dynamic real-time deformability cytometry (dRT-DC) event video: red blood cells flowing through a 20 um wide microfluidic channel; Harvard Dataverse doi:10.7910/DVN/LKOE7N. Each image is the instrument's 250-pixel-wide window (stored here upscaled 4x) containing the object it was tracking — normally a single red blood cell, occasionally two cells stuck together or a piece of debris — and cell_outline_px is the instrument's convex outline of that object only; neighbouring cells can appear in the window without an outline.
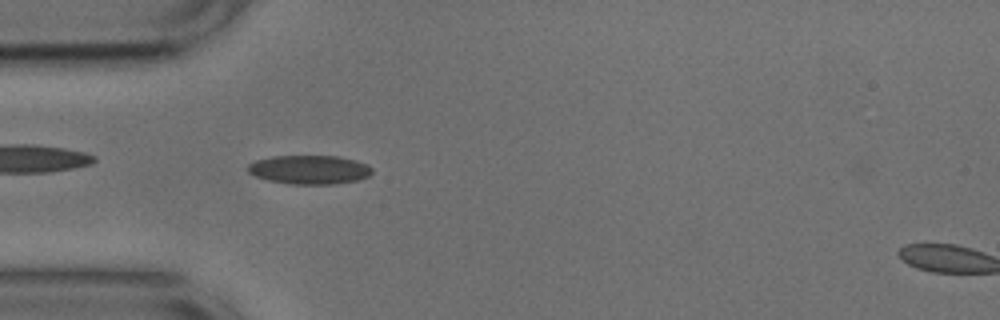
{"species": "common noctule bat (a hibernating species)", "species_latin": "Nyctalus noctula", "temperature_condition": "cold", "stored_images_in_passage": 8, "camera_frame_rate_fps": 3000, "um_per_image_px": 0.085, "animal": {"sex": "male", "body_mass_g": 17.9, "forearm_length_mm": 54.2}, "frame": {"image": 1, "passage_image": 7, "time_ms": 2.0, "image_size_px": [1000, 320], "cell_outline_px": [[372, 172], [368, 176], [356, 180], [332, 184], [288, 184], [268, 180], [256, 176], [248, 172], [248, 164], [256, 160], [272, 156], [340, 156], [356, 160], [368, 164], [372, 168]], "centroid_in_image_um": [26.3, 14.41], "position_along_channel_um": 58.7, "area_um2": 20.92}}